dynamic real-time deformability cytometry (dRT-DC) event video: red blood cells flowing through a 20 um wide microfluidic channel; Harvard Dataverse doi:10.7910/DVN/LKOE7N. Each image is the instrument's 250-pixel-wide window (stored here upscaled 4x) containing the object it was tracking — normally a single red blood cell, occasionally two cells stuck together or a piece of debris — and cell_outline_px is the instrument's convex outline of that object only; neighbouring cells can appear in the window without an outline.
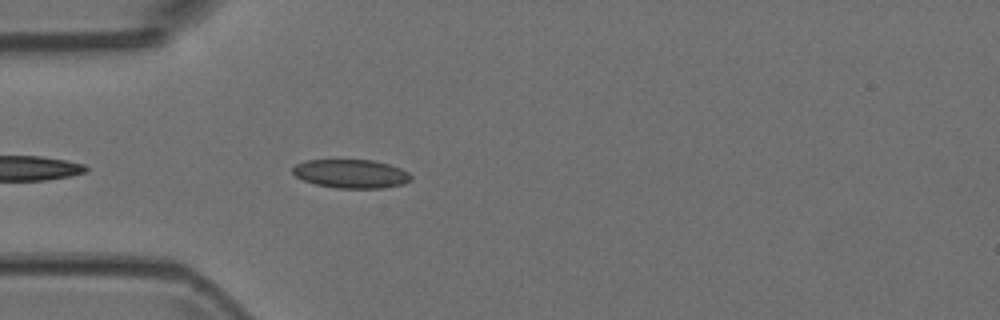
{"species": "Egyptian fruit bat (a non-hibernating species)", "species_latin": "Rousettus aegyptiacus", "temperature_condition": "room temperature", "stored_images_in_passage": 1, "camera_frame_rate_fps": 3000, "um_per_image_px": 0.085, "animal": {"sex": "female"}, "frame": {"image": 1, "passage_image": 1, "time_ms": 0.0, "image_size_px": [1000, 320], "cell_outline_px": [[412, 180], [404, 184], [384, 188], [336, 188], [316, 184], [304, 180], [296, 176], [292, 172], [292, 168], [296, 164], [304, 160], [372, 160], [388, 164], [400, 168], [408, 172], [412, 176]], "centroid_in_image_um": [29.86, 14.77], "position_along_channel_um": 55.1, "area_um2": 19.83}}